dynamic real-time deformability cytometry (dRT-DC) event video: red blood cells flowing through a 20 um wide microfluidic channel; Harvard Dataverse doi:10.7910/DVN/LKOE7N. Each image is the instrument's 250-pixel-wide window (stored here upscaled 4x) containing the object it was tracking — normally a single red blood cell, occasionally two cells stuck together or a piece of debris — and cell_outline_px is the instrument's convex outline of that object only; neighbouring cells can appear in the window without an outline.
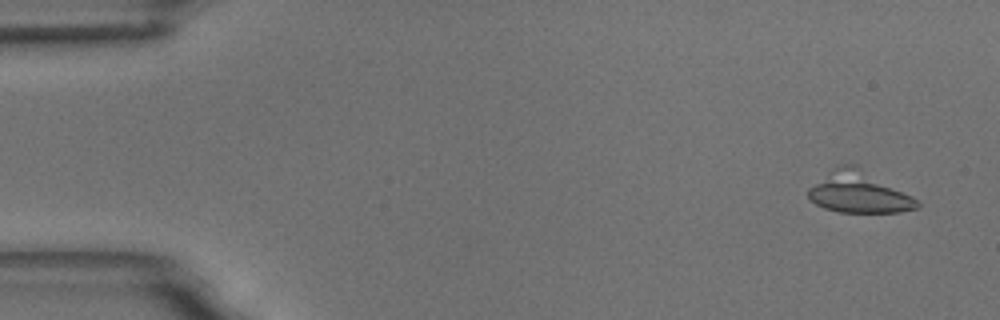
{"species": "common noctule bat (a hibernating species)", "species_latin": "Nyctalus noctula", "temperature_condition": "room temperature", "stored_images_in_passage": 56, "camera_frame_rate_fps": 3000, "um_per_image_px": 0.085, "animal": {"sex": "male", "body_mass_g": 18.8}, "frame": {"image": 1, "passage_image": 3, "time_ms": 0.667, "image_size_px": [1000, 320], "cell_outline_px": [[920, 208], [900, 212], [840, 212], [824, 208], [816, 204], [808, 196], [808, 188], [836, 164], [856, 164], [920, 200]], "centroid_in_image_um": [73.02, 16.32], "position_along_channel_um": 12.0, "area_um2": 26.53}}
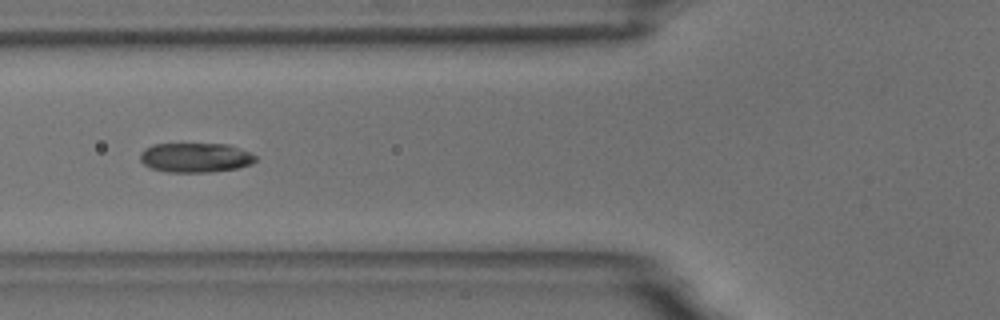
{"frame": {"image": 2, "passage_image": 21, "time_ms": 6.667, "image_size_px": [1000, 320], "cell_outline_px": [[256, 160], [252, 164], [236, 168], [208, 172], [168, 172], [152, 168], [144, 164], [140, 160], [140, 152], [144, 148], [152, 144], [228, 144], [248, 152], [256, 156]], "centroid_in_image_um": [16.58, 13.39], "position_along_channel_um": 109.2, "area_um2": 19.77}}
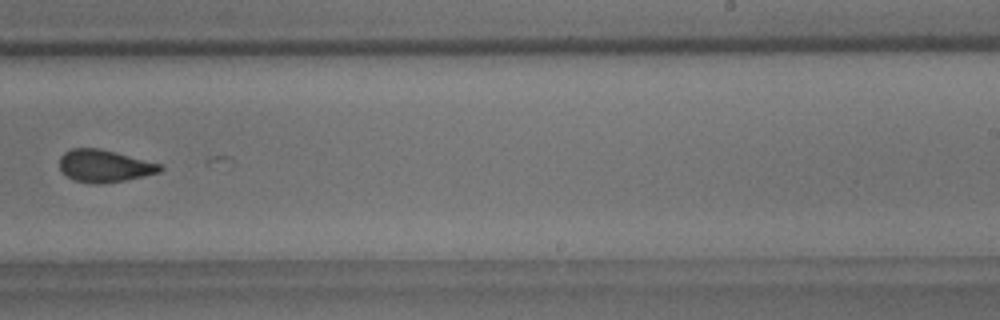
{"frame": {"image": 3, "passage_image": 35, "time_ms": 11.333, "image_size_px": [1000, 320], "cell_outline_px": [[164, 168], [160, 172], [144, 176], [124, 180], [96, 184], [72, 180], [60, 168], [60, 156], [64, 152], [72, 148], [100, 148], [116, 152], [160, 164]], "centroid_in_image_um": [8.87, 14.1], "position_along_channel_um": 280.1, "area_um2": 18.79}}